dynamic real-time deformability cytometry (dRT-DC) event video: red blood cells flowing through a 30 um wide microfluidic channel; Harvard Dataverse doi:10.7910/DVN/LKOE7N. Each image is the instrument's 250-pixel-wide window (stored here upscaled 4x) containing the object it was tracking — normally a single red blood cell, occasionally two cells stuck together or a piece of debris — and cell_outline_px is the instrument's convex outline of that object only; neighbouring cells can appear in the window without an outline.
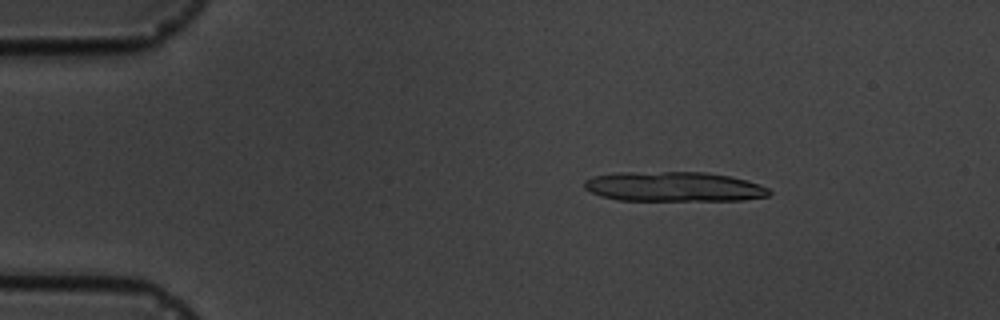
{"species": "common noctule bat (a hibernating species)", "species_latin": "Nyctalus noctula", "temperature_condition": "cold", "stored_images_in_passage": 6, "camera_frame_rate_fps": 3000, "um_per_image_px": 0.085, "animal": {"sex": "male", "body_mass_g": 19.5, "forearm_length_mm": 54.6}, "frame": {"image": 1, "passage_image": 3, "time_ms": 2.0, "image_size_px": [1000, 320], "cell_outline_px": [[772, 192], [768, 196], [744, 200], [620, 200], [600, 196], [584, 188], [584, 180], [592, 176], [620, 172], [704, 172], [728, 176], [760, 184], [768, 188]], "centroid_in_image_um": [57.26, 15.86], "position_along_channel_um": 27.7, "area_um2": 32.02}}
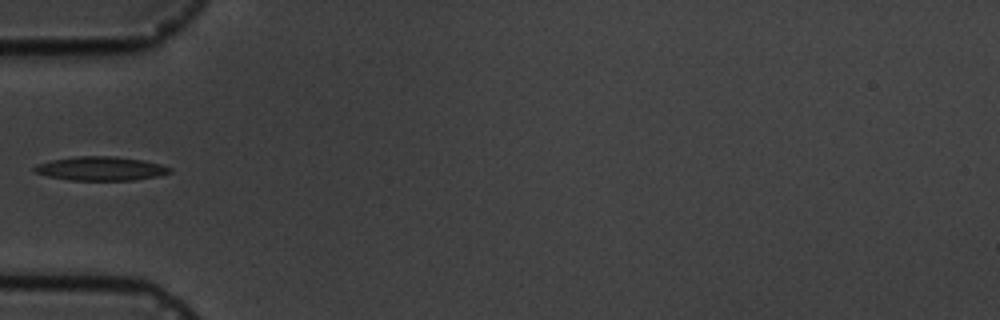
{"frame": {"image": 2, "passage_image": 5, "time_ms": 5.333, "image_size_px": [1000, 320], "cell_outline_px": [[172, 172], [160, 176], [136, 180], [68, 180], [48, 176], [36, 172], [32, 168], [36, 164], [52, 160], [76, 156], [116, 156], [144, 160], [160, 164], [172, 168]], "centroid_in_image_um": [8.6, 14.33], "position_along_channel_um": 76.4, "area_um2": 19.02}}
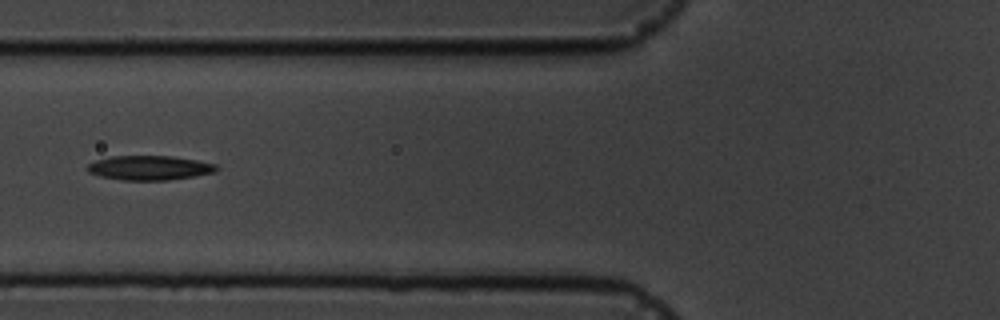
{"frame": {"image": 3, "passage_image": 6, "time_ms": 6.333, "image_size_px": [1000, 320], "cell_outline_px": [[220, 168], [216, 172], [196, 176], [168, 180], [124, 180], [100, 176], [88, 172], [88, 164], [96, 160], [112, 156], [172, 156], [196, 160], [216, 164]], "centroid_in_image_um": [12.75, 14.26], "position_along_channel_um": 113.0, "area_um2": 18.38}}